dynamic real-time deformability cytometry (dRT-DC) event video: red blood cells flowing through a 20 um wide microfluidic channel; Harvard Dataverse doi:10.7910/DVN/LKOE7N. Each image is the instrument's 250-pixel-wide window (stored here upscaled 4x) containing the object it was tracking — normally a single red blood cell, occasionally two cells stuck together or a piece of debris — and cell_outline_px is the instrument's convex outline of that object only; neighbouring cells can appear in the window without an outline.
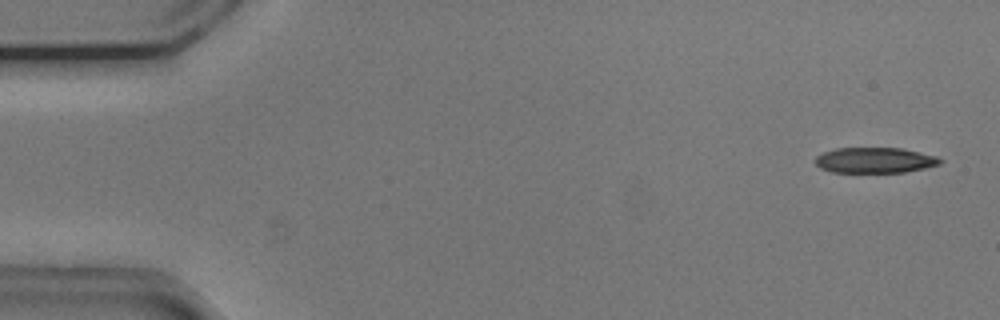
{"species": "common noctule bat (a hibernating species)", "species_latin": "Nyctalus noctula", "temperature_condition": "cold", "stored_images_in_passage": 53, "camera_frame_rate_fps": 3000, "um_per_image_px": 0.085, "animal": {"sex": "male", "body_mass_g": 20.5, "forearm_length_mm": 52.5}, "frame": {"image": 1, "passage_image": 2, "time_ms": 0.333, "image_size_px": [1000, 320], "cell_outline_px": [[944, 160], [940, 164], [924, 168], [904, 172], [832, 172], [820, 168], [816, 164], [816, 156], [824, 152], [836, 148], [900, 148], [936, 156]], "centroid_in_image_um": [74.36, 13.62], "position_along_channel_um": 10.6, "area_um2": 18.44}}
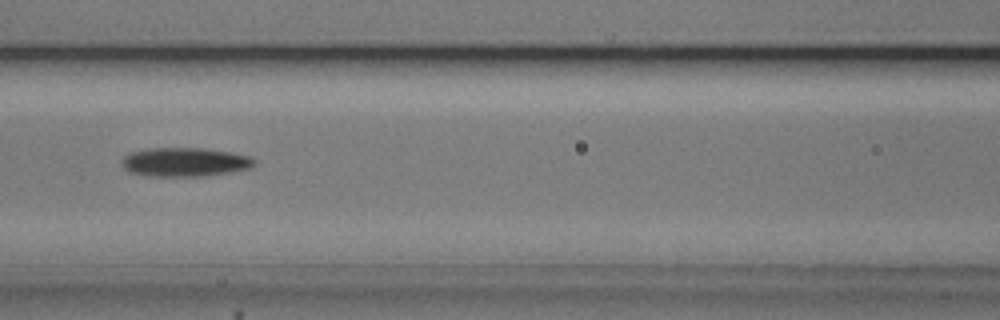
{"frame": {"image": 2, "passage_image": 23, "time_ms": 7.333, "image_size_px": [1000, 320], "cell_outline_px": [[256, 164], [248, 168], [228, 172], [204, 176], [148, 176], [128, 172], [124, 168], [124, 156], [132, 152], [148, 148], [200, 148], [228, 152], [248, 156], [256, 160]], "centroid_in_image_um": [15.69, 13.78], "position_along_channel_um": 150.9, "area_um2": 22.02}}
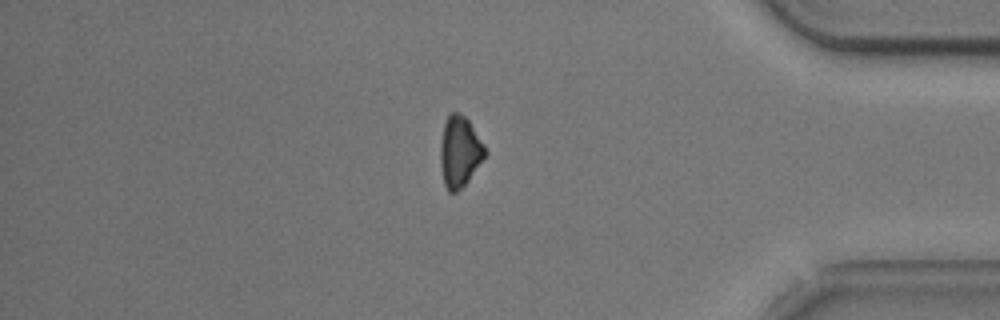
{"frame": {"image": 3, "passage_image": 45, "time_ms": 14.667, "image_size_px": [1000, 320], "cell_outline_px": [[488, 152], [468, 180], [456, 192], [448, 192], [444, 184], [440, 164], [440, 144], [444, 124], [448, 116], [452, 112], [460, 112], [468, 120], [484, 144]], "centroid_in_image_um": [39.06, 12.88], "position_along_channel_um": 396.1, "area_um2": 18.32}, "authors_computed_cell_mechanics": {"area_um2": 20.5768, "velocity_mm_per_s": 3.7577, "shape_relaxation_time_tau1_ms": 2.5852, "shape_relaxation_time_tau2_ms": null, "deformation_change_tau1": 0.1213, "deformation_change_tau2": null}}